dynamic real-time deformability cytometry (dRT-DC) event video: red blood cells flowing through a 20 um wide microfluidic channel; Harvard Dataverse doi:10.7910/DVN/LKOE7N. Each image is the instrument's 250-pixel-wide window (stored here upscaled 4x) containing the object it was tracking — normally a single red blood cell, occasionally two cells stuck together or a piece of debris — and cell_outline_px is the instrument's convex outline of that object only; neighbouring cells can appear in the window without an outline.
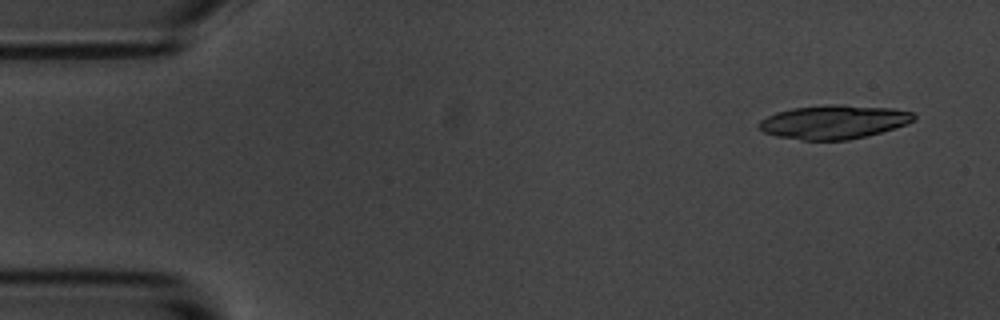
{"species": "common noctule bat (a hibernating species)", "species_latin": "Nyctalus noctula", "temperature_condition": "room temperature", "stored_images_in_passage": 3, "camera_frame_rate_fps": 3000, "um_per_image_px": 0.085, "animal": {"sex": "male", "body_mass_g": 20.1, "forearm_length_mm": 53.5}, "frame": {"image": 1, "passage_image": 1, "time_ms": 0.0, "image_size_px": [1000, 320], "cell_outline_px": [[916, 116], [908, 124], [880, 132], [848, 140], [804, 140], [776, 136], [764, 132], [756, 124], [760, 120], [776, 112], [792, 108], [824, 104], [840, 104], [892, 108], [912, 112]], "centroid_in_image_um": [70.85, 10.35], "position_along_channel_um": 14.2, "area_um2": 30.52}}